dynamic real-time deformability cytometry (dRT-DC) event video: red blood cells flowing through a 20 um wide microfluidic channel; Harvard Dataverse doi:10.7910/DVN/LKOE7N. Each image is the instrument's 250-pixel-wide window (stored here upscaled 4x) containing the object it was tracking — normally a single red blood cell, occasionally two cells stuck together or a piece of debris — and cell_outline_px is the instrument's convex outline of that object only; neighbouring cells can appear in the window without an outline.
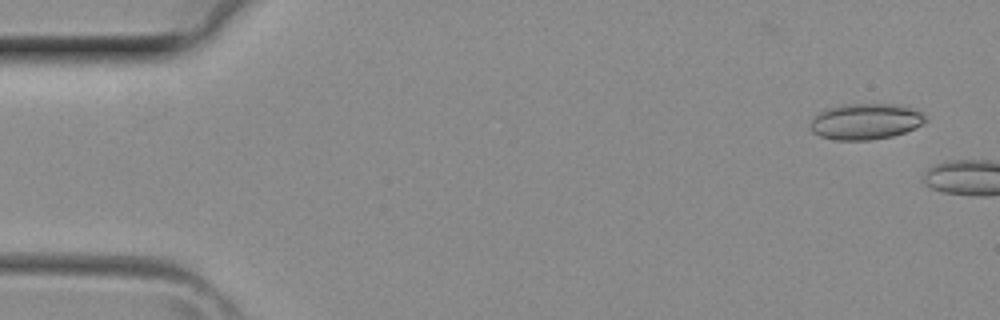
{"species": "common noctule bat (a hibernating species)", "species_latin": "Nyctalus noctula", "temperature_condition": "room temperature", "stored_images_in_passage": 10, "camera_frame_rate_fps": 3000, "um_per_image_px": 0.085, "animal": {"sex": "female", "body_mass_g": 29.2, "forearm_length_mm": 56.3}, "frame": {"image": 1, "passage_image": 2, "time_ms": 0.333, "image_size_px": [1000, 320], "cell_outline_px": [[928, 120], [924, 124], [904, 132], [892, 136], [872, 140], [836, 140], [820, 136], [812, 132], [808, 124], [824, 108], [840, 104], [900, 104], [920, 112]], "centroid_in_image_um": [73.55, 10.32], "position_along_channel_um": 11.5, "area_um2": 24.33}}